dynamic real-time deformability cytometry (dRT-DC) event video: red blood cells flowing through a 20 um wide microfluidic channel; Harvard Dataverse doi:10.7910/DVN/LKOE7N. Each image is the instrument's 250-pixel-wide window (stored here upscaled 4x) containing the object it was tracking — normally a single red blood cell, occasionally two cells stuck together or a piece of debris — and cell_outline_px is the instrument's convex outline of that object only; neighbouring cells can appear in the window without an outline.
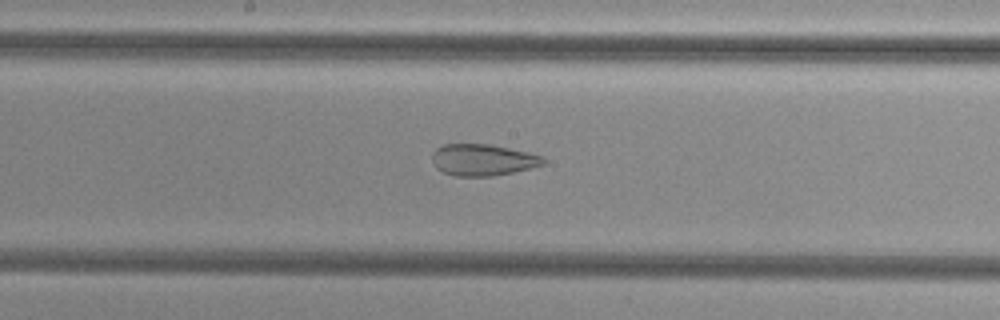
{"species": "common noctule bat (a hibernating species)", "species_latin": "Nyctalus noctula", "temperature_condition": "cold", "stored_images_in_passage": 43, "camera_frame_rate_fps": 3000, "um_per_image_px": 0.085, "animal": {"sex": "female", "body_mass_g": 29.2, "forearm_length_mm": 56.3}, "frame": {"image": 1, "passage_image": 19, "time_ms": 6.0, "image_size_px": [1000, 320], "cell_outline_px": [[544, 164], [512, 172], [492, 176], [456, 176], [444, 172], [436, 168], [432, 160], [432, 152], [436, 148], [444, 144], [492, 144], [528, 152], [544, 156]], "centroid_in_image_um": [41.02, 13.58], "position_along_channel_um": 207.2, "area_um2": 20.4}}
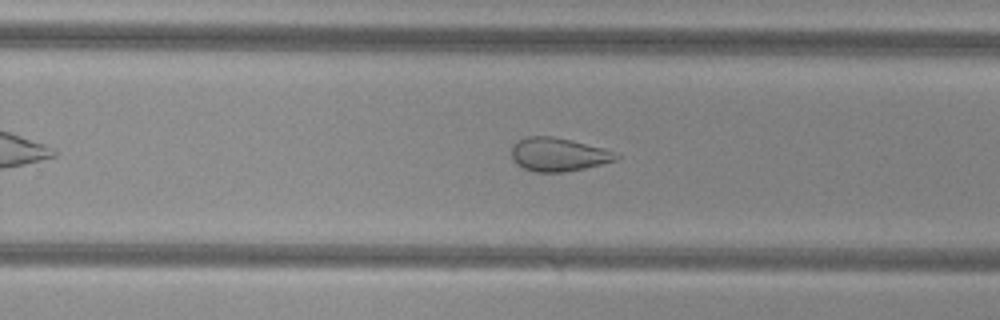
{"frame": {"image": 2, "passage_image": 25, "time_ms": 8.0, "image_size_px": [1000, 320], "cell_outline_px": [[620, 156], [616, 160], [584, 168], [564, 172], [536, 172], [524, 168], [516, 164], [512, 160], [512, 144], [528, 136], [552, 136], [572, 140], [604, 148]], "centroid_in_image_um": [47.42, 13.13], "position_along_channel_um": 282.4, "area_um2": 20.29}}